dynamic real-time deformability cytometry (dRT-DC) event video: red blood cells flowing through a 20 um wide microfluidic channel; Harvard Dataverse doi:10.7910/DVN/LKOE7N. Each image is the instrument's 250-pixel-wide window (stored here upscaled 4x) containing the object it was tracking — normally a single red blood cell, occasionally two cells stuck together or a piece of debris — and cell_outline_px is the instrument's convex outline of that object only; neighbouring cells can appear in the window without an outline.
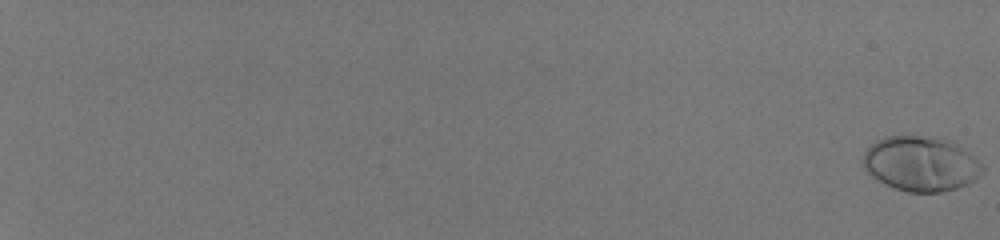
{"species": "human", "species_latin": "Homo sapiens", "temperature_condition": "room temperature", "stored_images_in_passage": 57, "camera_frame_rate_fps": 3000, "um_per_image_px": 0.085, "donor": {"sex": "male"}, "frame": {"image": 1, "passage_image": 1, "time_ms": 0.0, "image_size_px": [1000, 240], "cell_outline_px": [[984, 172], [980, 176], [968, 184], [956, 188], [940, 192], [908, 192], [896, 188], [872, 176], [864, 168], [864, 152], [876, 140], [888, 136], [936, 136], [952, 140], [960, 144], [984, 164]], "centroid_in_image_um": [78.35, 13.89], "position_along_channel_um": 6.6, "area_um2": 38.44}}
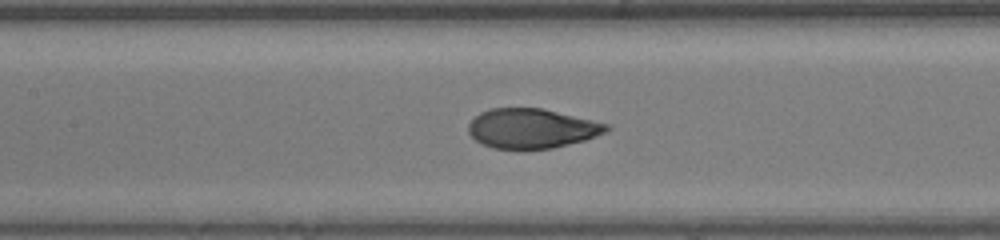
{"frame": {"image": 2, "passage_image": 34, "time_ms": 11.0, "image_size_px": [1000, 240], "cell_outline_px": [[612, 128], [596, 136], [584, 140], [552, 148], [492, 148], [476, 140], [468, 132], [468, 124], [480, 112], [492, 108], [544, 108], [612, 124]], "centroid_in_image_um": [45.24, 10.89], "position_along_channel_um": 162.2, "area_um2": 31.85}}
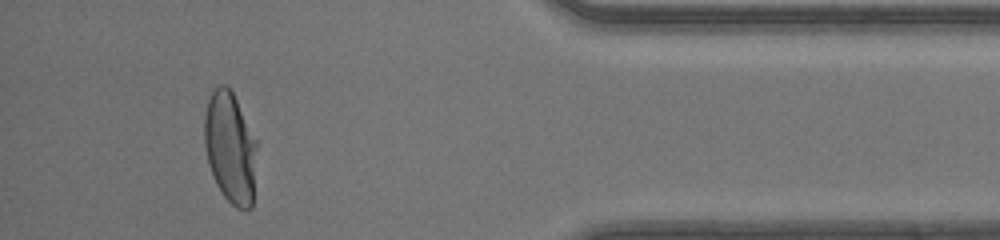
{"frame": {"image": 3, "passage_image": 54, "time_ms": 17.667, "image_size_px": [1000, 240], "cell_outline_px": [[256, 148], [252, 208], [236, 208], [224, 196], [216, 184], [208, 164], [204, 144], [204, 116], [208, 96], [220, 84], [228, 84], [256, 140]], "centroid_in_image_um": [19.54, 12.52], "position_along_channel_um": 415.7, "area_um2": 33.81}, "authors_computed_cell_mechanics": {"area_um2": 33.5818, "velocity_mm_per_s": 4.2051, "shape_relaxation_time_tau1_ms": 3.4973, "shape_relaxation_time_tau2_ms": null, "deformation_change_tau1": 0.1985, "deformation_change_tau2": null}}